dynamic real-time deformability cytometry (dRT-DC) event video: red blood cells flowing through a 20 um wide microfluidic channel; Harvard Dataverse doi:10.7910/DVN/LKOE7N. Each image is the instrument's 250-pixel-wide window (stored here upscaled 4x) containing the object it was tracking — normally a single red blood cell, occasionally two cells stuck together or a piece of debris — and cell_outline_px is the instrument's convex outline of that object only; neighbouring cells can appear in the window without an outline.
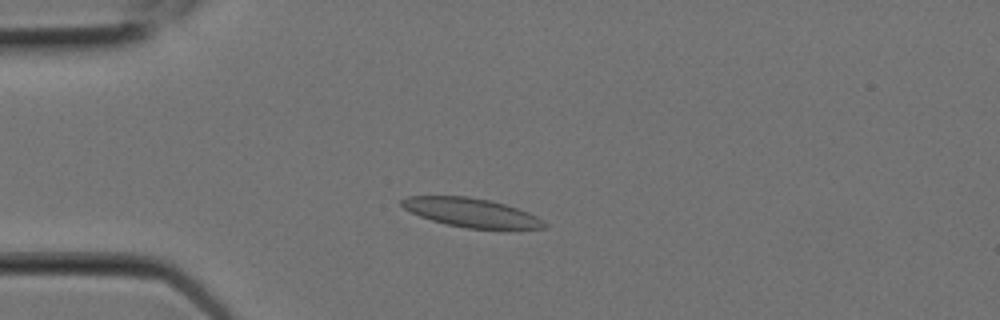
{"species": "Egyptian fruit bat (a non-hibernating species)", "species_latin": "Rousettus aegyptiacus", "temperature_condition": "room temperature", "stored_images_in_passage": 6, "camera_frame_rate_fps": 3000, "um_per_image_px": 0.085, "animal": {"sex": "female"}, "frame": {"image": 1, "passage_image": 4, "time_ms": 1.0, "image_size_px": [1000, 320], "cell_outline_px": [[548, 224], [544, 228], [516, 232], [508, 232], [468, 228], [448, 224], [432, 220], [420, 216], [404, 208], [400, 204], [400, 200], [408, 196], [468, 196], [488, 200], [504, 204], [528, 212], [536, 216]], "centroid_in_image_um": [40.18, 18.13], "position_along_channel_um": 44.8, "area_um2": 24.74}}
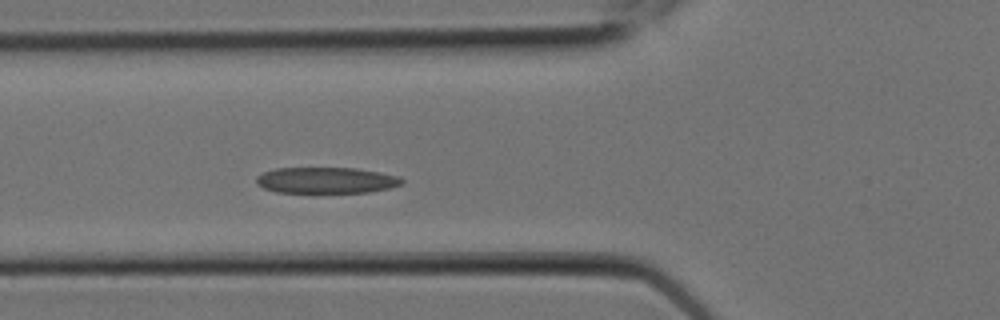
{"frame": {"image": 2, "passage_image": 6, "time_ms": 1.667, "image_size_px": [1000, 320], "cell_outline_px": [[404, 184], [388, 188], [368, 192], [276, 192], [264, 188], [256, 184], [256, 176], [264, 172], [276, 168], [356, 168], [400, 176], [404, 180]], "centroid_in_image_um": [27.73, 15.32], "position_along_channel_um": 98.1, "area_um2": 22.08}}